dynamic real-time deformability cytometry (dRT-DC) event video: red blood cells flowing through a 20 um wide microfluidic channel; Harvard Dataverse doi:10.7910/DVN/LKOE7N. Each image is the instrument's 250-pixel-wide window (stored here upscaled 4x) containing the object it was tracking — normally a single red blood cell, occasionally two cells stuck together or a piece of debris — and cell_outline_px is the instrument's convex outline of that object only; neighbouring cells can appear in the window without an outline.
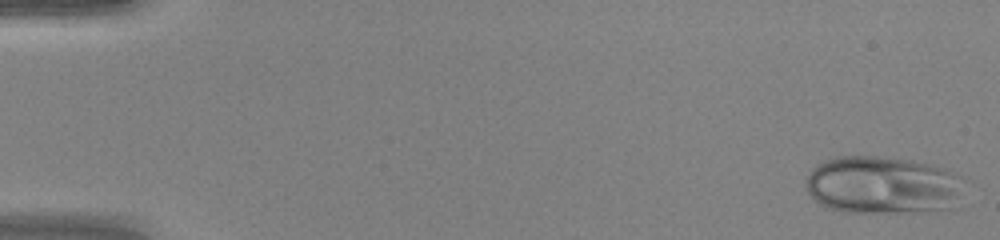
{"species": "human", "species_latin": "Homo sapiens", "temperature_condition": "warm", "stored_images_in_passage": 48, "camera_frame_rate_fps": 3000, "um_per_image_px": 0.085, "donor": {"sex": "female"}, "frame": {"image": 1, "passage_image": 1, "time_ms": 0.0, "image_size_px": [1000, 240], "cell_outline_px": [[968, 176], [952, 208], [896, 212], [844, 212], [824, 208], [808, 192], [808, 172], [812, 168], [824, 160], [836, 156], [876, 156], [912, 160], [944, 168]], "centroid_in_image_um": [75.04, 15.71], "position_along_channel_um": 10.0, "area_um2": 53.52}}
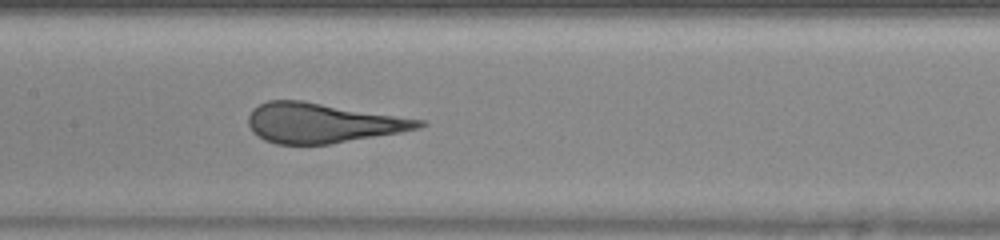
{"frame": {"image": 2, "passage_image": 24, "time_ms": 7.667, "image_size_px": [1000, 240], "cell_outline_px": [[428, 124], [420, 128], [400, 132], [328, 144], [276, 144], [264, 140], [252, 132], [248, 124], [248, 116], [252, 108], [268, 100], [300, 100], [424, 120]], "centroid_in_image_um": [27.36, 10.45], "position_along_channel_um": 180.0, "area_um2": 39.3}}
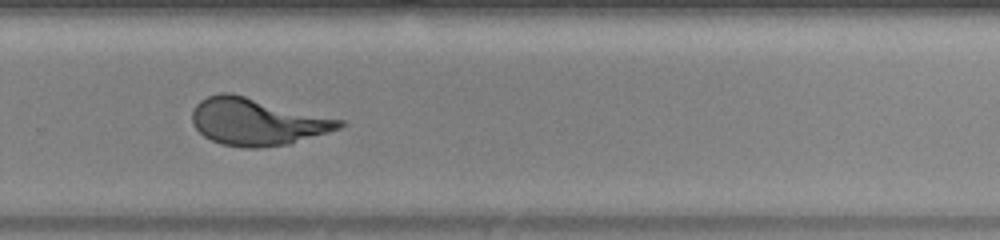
{"frame": {"image": 3, "passage_image": 33, "time_ms": 10.667, "image_size_px": [1000, 240], "cell_outline_px": [[344, 124], [340, 128], [328, 132], [288, 144], [256, 148], [244, 148], [220, 144], [204, 136], [192, 124], [192, 112], [196, 104], [200, 100], [208, 96], [220, 92], [232, 92], [344, 120]], "centroid_in_image_um": [21.82, 10.33], "position_along_channel_um": 308.0, "area_um2": 40.52}}